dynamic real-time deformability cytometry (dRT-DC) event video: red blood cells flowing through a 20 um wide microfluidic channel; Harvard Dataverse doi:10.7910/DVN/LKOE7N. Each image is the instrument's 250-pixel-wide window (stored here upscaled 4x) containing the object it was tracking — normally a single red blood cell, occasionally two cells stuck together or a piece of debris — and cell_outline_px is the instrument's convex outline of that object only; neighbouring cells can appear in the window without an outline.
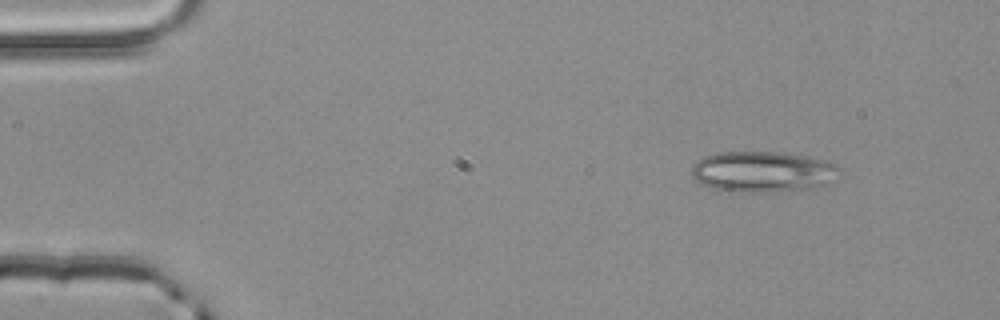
{"species": "common noctule bat (a hibernating species)", "species_latin": "Nyctalus noctula", "temperature_condition": "room temperature", "stored_images_in_passage": 3, "camera_frame_rate_fps": 3000, "um_per_image_px": 0.085, "animal": {"sex": "male", "body_mass_g": 20.4}, "frame": {"image": 1, "passage_image": 1, "time_ms": 0.0, "image_size_px": [1000, 320], "cell_outline_px": [[840, 172], [828, 184], [812, 188], [760, 192], [736, 192], [716, 188], [704, 184], [692, 176], [692, 164], [696, 160], [704, 156], [716, 152], [780, 152], [804, 156], [824, 160], [836, 164], [840, 168]], "centroid_in_image_um": [64.83, 14.58], "position_along_channel_um": 20.2, "area_um2": 34.97}}